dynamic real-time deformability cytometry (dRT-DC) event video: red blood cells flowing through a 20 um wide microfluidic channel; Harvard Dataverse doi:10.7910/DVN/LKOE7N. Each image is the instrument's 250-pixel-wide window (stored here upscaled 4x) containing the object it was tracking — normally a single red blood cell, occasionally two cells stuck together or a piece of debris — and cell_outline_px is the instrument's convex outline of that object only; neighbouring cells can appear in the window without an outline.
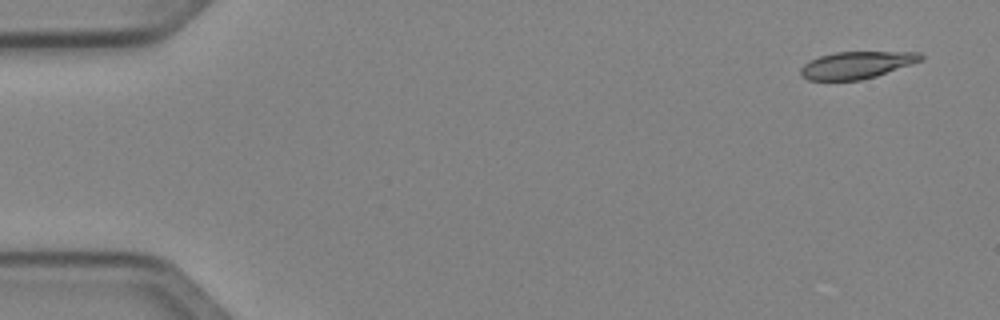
{"species": "Egyptian fruit bat (a non-hibernating species)", "species_latin": "Rousettus aegyptiacus", "temperature_condition": "cold", "stored_images_in_passage": 49, "camera_frame_rate_fps": 3000, "um_per_image_px": 0.085, "animal": {"sex": "female"}, "frame": {"image": 1, "passage_image": 1, "time_ms": 0.0, "image_size_px": [1000, 320], "cell_outline_px": [[924, 60], [876, 76], [860, 80], [808, 80], [800, 76], [800, 68], [808, 60], [820, 56], [836, 52], [920, 52], [924, 56]], "centroid_in_image_um": [72.8, 5.52], "position_along_channel_um": 12.2, "area_um2": 19.07}}
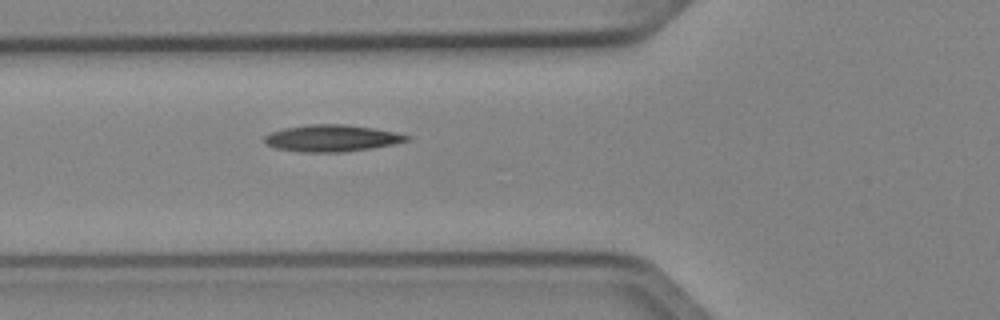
{"frame": {"image": 2, "passage_image": 17, "time_ms": 5.333, "image_size_px": [1000, 320], "cell_outline_px": [[412, 136], [408, 140], [392, 144], [372, 148], [340, 152], [300, 152], [276, 148], [268, 144], [264, 140], [264, 136], [272, 132], [284, 128], [312, 124], [344, 124], [376, 128]], "centroid_in_image_um": [28.21, 11.74], "position_along_channel_um": 97.6, "area_um2": 22.02}}
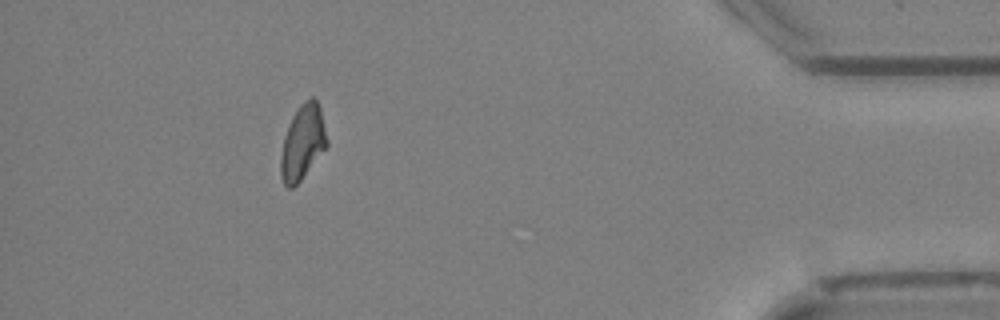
{"frame": {"image": 3, "passage_image": 44, "time_ms": 14.333, "image_size_px": [1000, 320], "cell_outline_px": [[328, 144], [300, 180], [292, 188], [288, 188], [284, 184], [280, 176], [280, 156], [284, 136], [292, 116], [300, 104], [304, 100], [312, 96], [316, 96], [320, 108], [328, 140]], "centroid_in_image_um": [25.71, 12.06], "position_along_channel_um": 409.5, "area_um2": 20.06}, "authors_computed_cell_mechanics": {"area_um2": 20.3456, "velocity_mm_per_s": 4.0615, "shape_relaxation_time_tau1_ms": null, "shape_relaxation_time_tau2_ms": 5.7145, "deformation_change_tau1": null, "deformation_change_tau2": 0.1204}}